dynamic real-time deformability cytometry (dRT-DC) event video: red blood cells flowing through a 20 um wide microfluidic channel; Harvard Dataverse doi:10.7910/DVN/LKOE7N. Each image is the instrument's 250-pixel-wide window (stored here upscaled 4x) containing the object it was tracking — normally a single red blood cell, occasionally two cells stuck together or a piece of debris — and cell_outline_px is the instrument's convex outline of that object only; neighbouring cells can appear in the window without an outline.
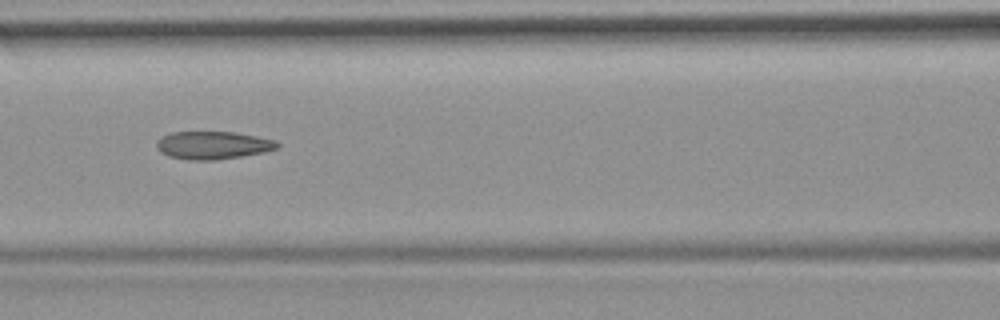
{"species": "common noctule bat (a hibernating species)", "species_latin": "Nyctalus noctula", "temperature_condition": "room temperature", "stored_images_in_passage": 53, "camera_frame_rate_fps": 3000, "um_per_image_px": 0.085, "animal": {"sex": "female", "body_mass_g": 19.9}, "frame": {"image": 1, "passage_image": 23, "time_ms": 7.333, "image_size_px": [1000, 320], "cell_outline_px": [[280, 144], [276, 148], [264, 152], [216, 160], [188, 160], [168, 156], [160, 152], [156, 148], [156, 144], [160, 136], [172, 132], [232, 132], [256, 136], [276, 140]], "centroid_in_image_um": [18.05, 12.34], "position_along_channel_um": 148.5, "area_um2": 19.59}, "authors_computed_cell_mechanics": {"area_um2": 20.4034, "velocity_mm_per_s": 3.7922, "shape_relaxation_time_tau1_ms": null, "shape_relaxation_time_tau2_ms": 3.1865, "deformation_change_tau1": null, "deformation_change_tau2": 0.1227}}